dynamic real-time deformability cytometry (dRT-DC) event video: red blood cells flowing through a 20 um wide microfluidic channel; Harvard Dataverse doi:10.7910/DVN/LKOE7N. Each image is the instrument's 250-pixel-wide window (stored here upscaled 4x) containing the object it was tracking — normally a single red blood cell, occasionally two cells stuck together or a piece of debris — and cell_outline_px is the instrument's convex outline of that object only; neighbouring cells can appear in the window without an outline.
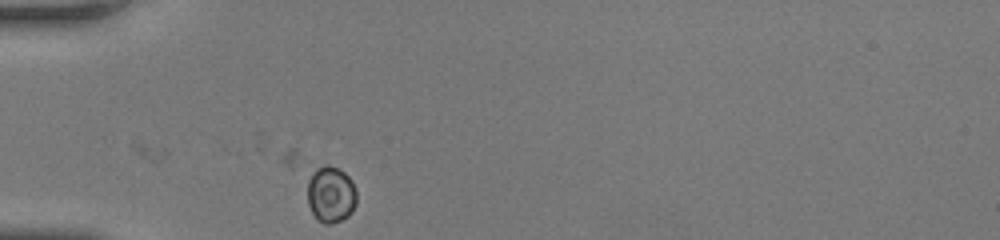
{"species": "human", "species_latin": "Homo sapiens", "temperature_condition": "room temperature", "stored_images_in_passage": 17, "camera_frame_rate_fps": 3000, "um_per_image_px": 0.085, "donor": {"sex": "female"}, "frame": {"image": 1, "passage_image": 1, "time_ms": 0.0, "image_size_px": [1000, 240], "cell_outline_px": [[356, 204], [352, 212], [348, 216], [340, 220], [328, 224], [324, 224], [316, 220], [308, 204], [308, 176], [316, 168], [324, 164], [328, 164], [344, 172], [352, 180], [356, 192]], "centroid_in_image_um": [28.11, 16.52], "position_along_channel_um": 56.9, "area_um2": 16.36}}
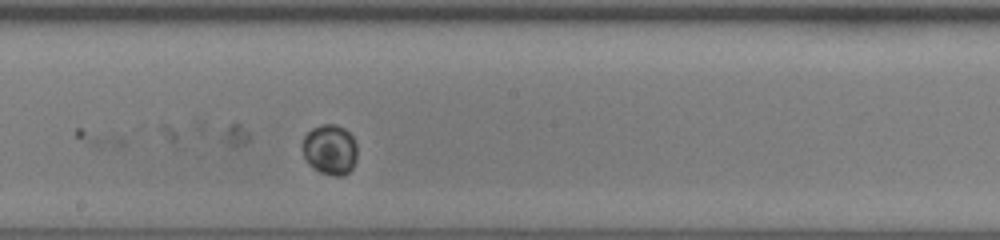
{"frame": {"image": 2, "passage_image": 14, "time_ms": 4.333, "image_size_px": [1000, 240], "cell_outline_px": [[356, 160], [352, 168], [344, 176], [332, 176], [320, 172], [308, 164], [304, 156], [304, 136], [312, 128], [324, 124], [336, 124], [344, 128], [352, 136], [356, 144]], "centroid_in_image_um": [28.07, 12.73], "position_along_channel_um": 220.1, "area_um2": 15.95}}
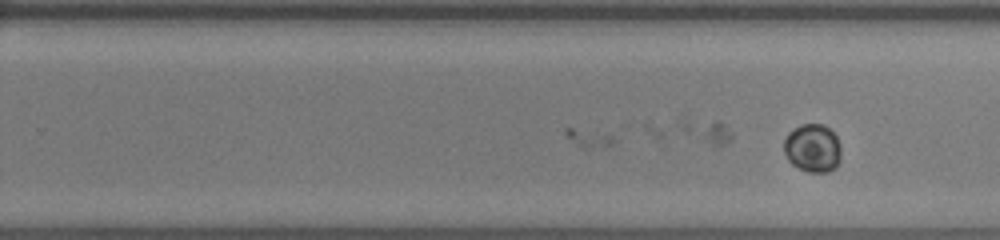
{"frame": {"image": 3, "passage_image": 17, "time_ms": 5.333, "image_size_px": [1000, 240], "cell_outline_px": [[840, 160], [836, 168], [828, 172], [808, 172], [792, 164], [788, 160], [784, 152], [784, 140], [788, 132], [800, 124], [824, 124], [836, 136], [840, 144]], "centroid_in_image_um": [69.07, 12.59], "position_along_channel_um": 260.7, "area_um2": 16.18}}